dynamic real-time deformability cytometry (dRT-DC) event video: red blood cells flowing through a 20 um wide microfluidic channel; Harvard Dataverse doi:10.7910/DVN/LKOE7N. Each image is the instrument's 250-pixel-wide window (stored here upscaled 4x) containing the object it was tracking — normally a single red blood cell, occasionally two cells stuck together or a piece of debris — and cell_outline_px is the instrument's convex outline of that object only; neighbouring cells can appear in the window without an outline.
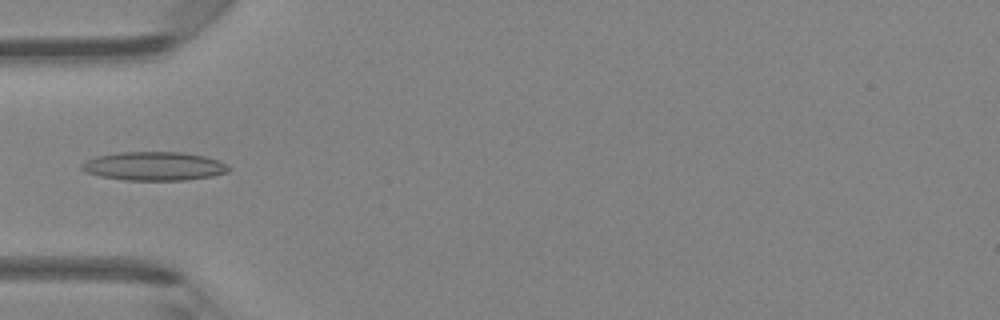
{"species": "Egyptian fruit bat (a non-hibernating species)", "species_latin": "Rousettus aegyptiacus", "temperature_condition": "room temperature", "stored_images_in_passage": 2, "camera_frame_rate_fps": 3000, "um_per_image_px": 0.085, "animal": {"sex": "female"}, "frame": {"image": 1, "passage_image": 2, "time_ms": 0.333, "image_size_px": [1000, 320], "cell_outline_px": [[232, 168], [228, 172], [212, 176], [184, 180], [124, 180], [100, 176], [88, 172], [80, 168], [80, 164], [96, 156], [120, 152], [184, 152], [204, 156], [220, 160]], "centroid_in_image_um": [13.13, 14.12], "position_along_channel_um": 71.9, "area_um2": 24.62}}